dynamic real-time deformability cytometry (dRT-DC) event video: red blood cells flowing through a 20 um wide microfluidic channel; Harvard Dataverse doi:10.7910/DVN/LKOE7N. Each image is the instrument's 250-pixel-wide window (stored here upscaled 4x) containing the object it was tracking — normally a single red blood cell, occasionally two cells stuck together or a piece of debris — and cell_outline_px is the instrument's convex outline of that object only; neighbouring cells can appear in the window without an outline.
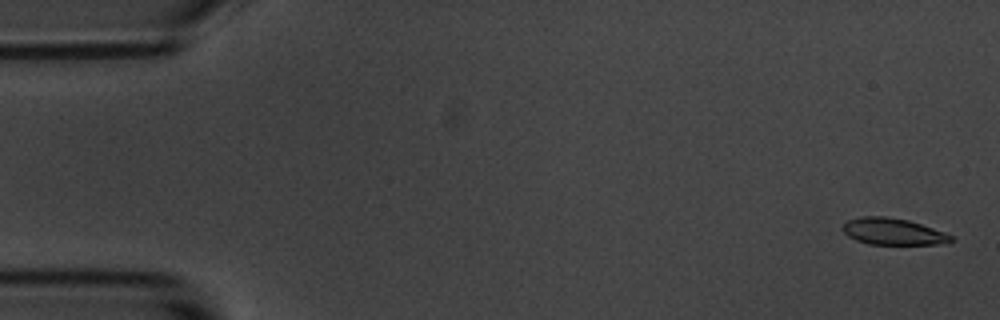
{"species": "common noctule bat (a hibernating species)", "species_latin": "Nyctalus noctula", "temperature_condition": "room temperature", "stored_images_in_passage": 7, "camera_frame_rate_fps": 3000, "um_per_image_px": 0.085, "animal": {"sex": "male", "body_mass_g": 20.1, "forearm_length_mm": 53.5}, "frame": {"image": 1, "passage_image": 1, "time_ms": 0.0, "image_size_px": [1000, 320], "cell_outline_px": [[956, 240], [940, 244], [868, 244], [856, 240], [848, 236], [840, 228], [848, 220], [860, 216], [884, 216], [908, 220], [944, 232], [952, 236]], "centroid_in_image_um": [75.88, 19.68], "position_along_channel_um": 9.1, "area_um2": 16.76}}